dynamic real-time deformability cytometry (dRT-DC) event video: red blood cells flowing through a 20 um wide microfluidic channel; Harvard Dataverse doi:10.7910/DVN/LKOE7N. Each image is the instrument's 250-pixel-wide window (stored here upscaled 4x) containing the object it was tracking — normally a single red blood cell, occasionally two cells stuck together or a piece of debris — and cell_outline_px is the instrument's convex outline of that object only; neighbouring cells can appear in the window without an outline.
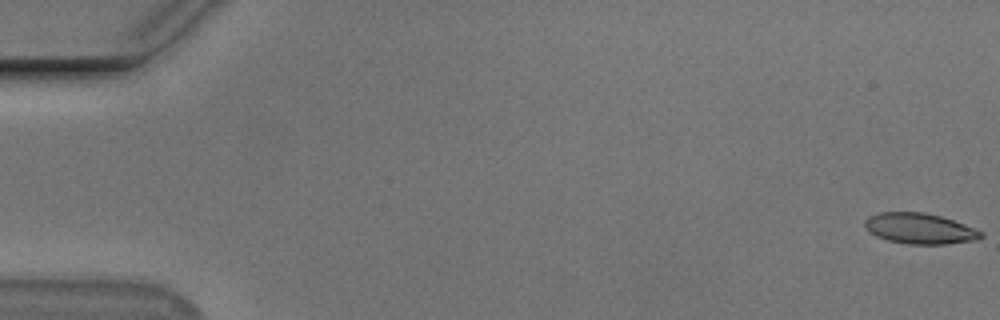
{"species": "Egyptian fruit bat (a non-hibernating species)", "species_latin": "Rousettus aegyptiacus", "temperature_condition": "cold", "stored_images_in_passage": 20, "camera_frame_rate_fps": 3000, "um_per_image_px": 0.085, "animal": {"sex": "male"}, "frame": {"image": 1, "passage_image": 1, "time_ms": 0.0, "image_size_px": [1000, 320], "cell_outline_px": [[984, 236], [976, 240], [944, 244], [908, 244], [888, 240], [876, 236], [868, 232], [864, 228], [864, 220], [868, 216], [880, 212], [924, 212], [940, 216], [964, 224], [984, 232]], "centroid_in_image_um": [78.15, 19.42], "position_along_channel_um": 6.9, "area_um2": 20.87}}
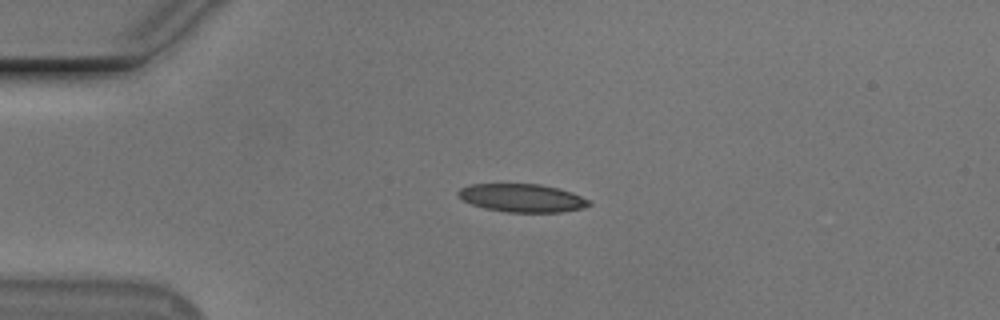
{"frame": {"image": 2, "passage_image": 14, "time_ms": 4.333, "image_size_px": [1000, 320], "cell_outline_px": [[592, 204], [584, 208], [564, 212], [504, 212], [484, 208], [472, 204], [464, 200], [456, 192], [460, 188], [472, 184], [540, 184], [560, 188], [572, 192], [592, 200]], "centroid_in_image_um": [44.45, 16.83], "position_along_channel_um": 40.6, "area_um2": 21.68}}
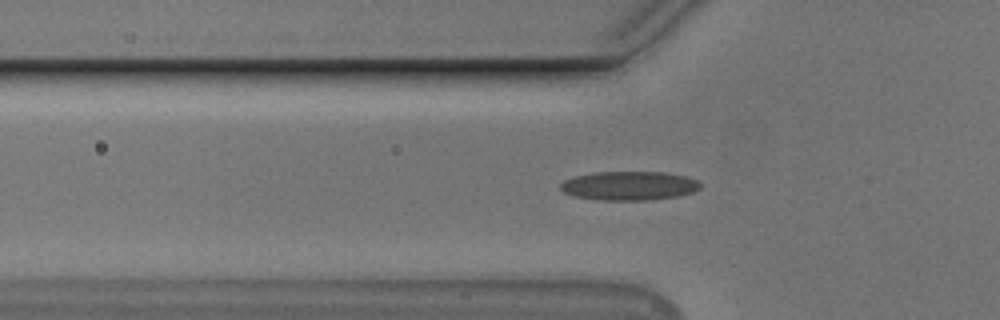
{"frame": {"image": 3, "passage_image": 19, "time_ms": 6.0, "image_size_px": [1000, 320], "cell_outline_px": [[700, 188], [692, 192], [676, 196], [652, 200], [600, 200], [572, 196], [564, 192], [560, 188], [560, 184], [564, 180], [576, 176], [596, 172], [664, 172], [684, 176], [696, 180], [700, 184]], "centroid_in_image_um": [53.45, 15.79], "position_along_channel_um": 72.4, "area_um2": 23.47}}